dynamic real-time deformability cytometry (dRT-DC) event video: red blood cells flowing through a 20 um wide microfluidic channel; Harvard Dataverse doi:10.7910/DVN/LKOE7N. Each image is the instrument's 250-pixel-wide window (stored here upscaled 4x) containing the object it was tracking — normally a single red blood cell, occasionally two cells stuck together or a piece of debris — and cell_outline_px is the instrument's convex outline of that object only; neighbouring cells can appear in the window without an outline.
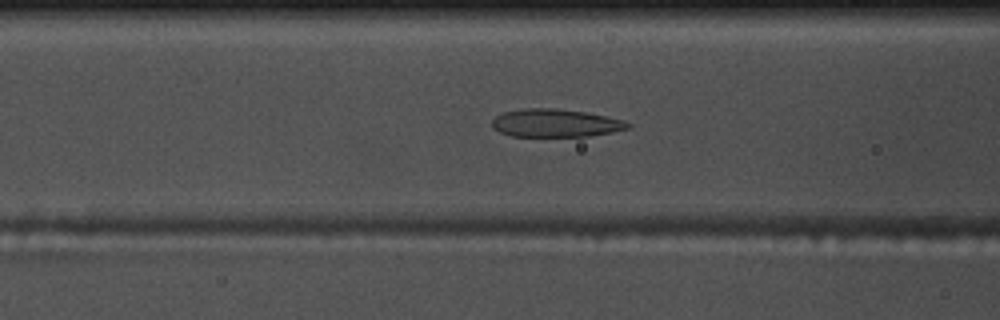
{"species": "common noctule bat (a hibernating species)", "species_latin": "Nyctalus noctula", "temperature_condition": "warm", "stored_images_in_passage": 45, "camera_frame_rate_fps": 3000, "um_per_image_px": 0.085, "animal": {"sex": "male", "body_mass_g": 17.5, "forearm_length_mm": 52.3}, "frame": {"image": 1, "passage_image": 22, "time_ms": 7.0, "image_size_px": [1000, 320], "cell_outline_px": [[632, 124], [628, 128], [612, 132], [588, 136], [512, 136], [500, 132], [492, 128], [492, 120], [496, 116], [504, 112], [524, 108], [556, 108], [584, 112], [624, 120]], "centroid_in_image_um": [47.19, 10.46], "position_along_channel_um": 119.4, "area_um2": 22.02}}
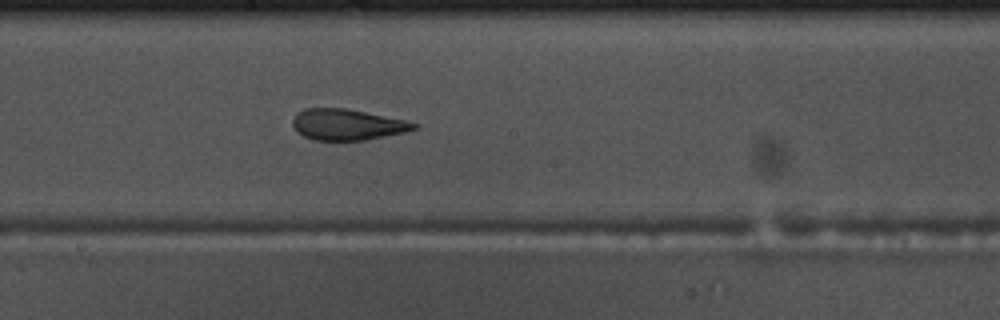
{"frame": {"image": 2, "passage_image": 30, "time_ms": 9.667, "image_size_px": [1000, 320], "cell_outline_px": [[420, 124], [416, 128], [404, 132], [364, 140], [312, 140], [296, 132], [292, 124], [292, 120], [296, 112], [304, 108], [344, 108], [404, 120]], "centroid_in_image_um": [29.45, 10.59], "position_along_channel_um": 218.8, "area_um2": 21.79}}
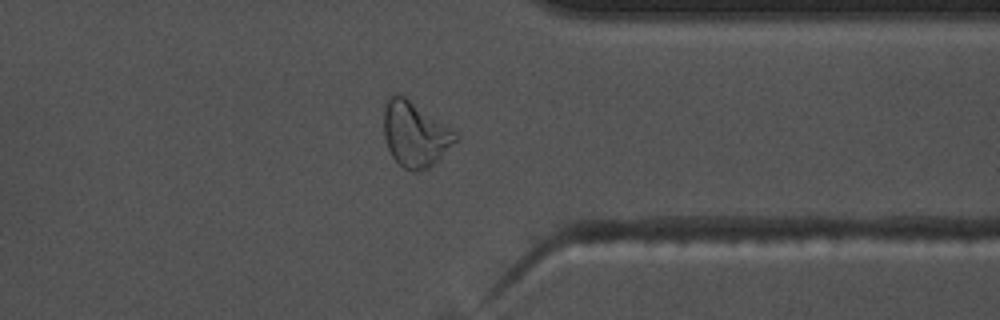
{"frame": {"image": 3, "passage_image": 43, "time_ms": 14.0, "image_size_px": [1000, 320], "cell_outline_px": [[460, 136], [428, 168], [416, 172], [412, 172], [404, 168], [392, 156], [388, 148], [384, 136], [384, 104], [388, 96], [396, 92], [404, 96], [456, 132]], "centroid_in_image_um": [35.23, 11.38], "position_along_channel_um": 376.2, "area_um2": 26.76}}